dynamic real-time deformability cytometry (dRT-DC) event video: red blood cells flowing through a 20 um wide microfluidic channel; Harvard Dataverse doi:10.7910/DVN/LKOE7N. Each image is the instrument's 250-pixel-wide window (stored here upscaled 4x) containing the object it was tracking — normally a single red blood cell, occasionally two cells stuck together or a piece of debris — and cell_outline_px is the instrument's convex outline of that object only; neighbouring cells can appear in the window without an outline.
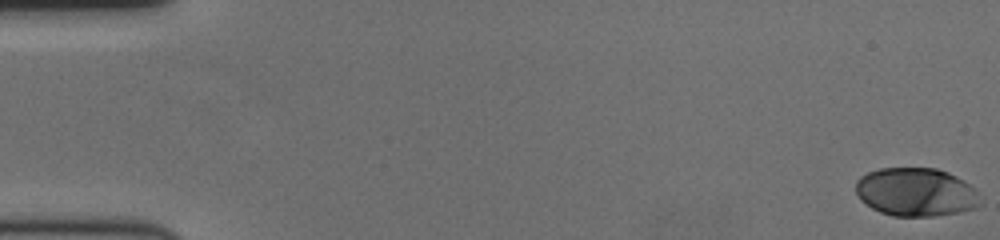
{"species": "human", "species_latin": "Homo sapiens", "temperature_condition": "cold", "stored_images_in_passage": 60, "camera_frame_rate_fps": 3000, "um_per_image_px": 0.085, "donor": {"sex": "female"}, "frame": {"image": 1, "passage_image": 1, "time_ms": 0.0, "image_size_px": [1000, 240], "cell_outline_px": [[984, 204], [976, 208], [960, 212], [932, 216], [892, 216], [880, 212], [872, 208], [860, 200], [856, 192], [856, 180], [860, 176], [868, 172], [880, 168], [936, 168], [948, 172], [956, 176], [976, 188]], "centroid_in_image_um": [77.89, 16.33], "position_along_channel_um": 7.1, "area_um2": 35.6}}
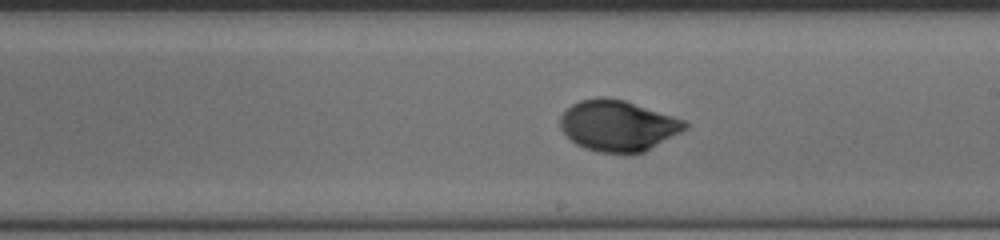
{"frame": {"image": 2, "passage_image": 35, "time_ms": 11.333, "image_size_px": [1000, 240], "cell_outline_px": [[688, 128], [644, 152], [596, 152], [584, 148], [576, 144], [560, 128], [560, 116], [572, 104], [580, 100], [596, 96], [604, 96], [624, 100], [684, 120], [688, 124]], "centroid_in_image_um": [52.5, 10.66], "position_along_channel_um": 236.5, "area_um2": 36.7}}
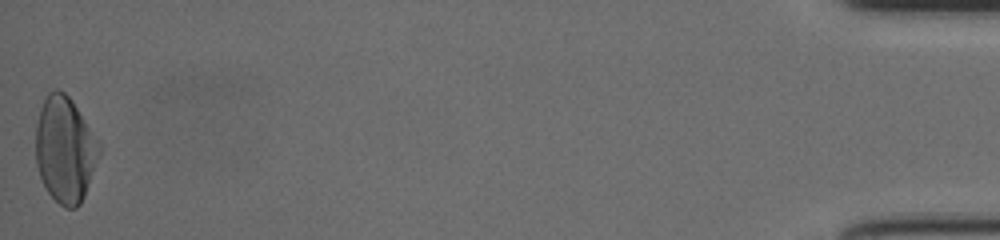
{"frame": {"image": 3, "passage_image": 60, "time_ms": 19.667, "image_size_px": [1000, 240], "cell_outline_px": [[100, 152], [84, 196], [80, 204], [76, 208], [64, 208], [48, 192], [40, 176], [36, 164], [36, 124], [40, 108], [48, 92], [56, 88], [64, 92], [72, 100], [100, 140]], "centroid_in_image_um": [5.53, 12.68], "position_along_channel_um": 429.7, "area_um2": 39.19}, "authors_computed_cell_mechanics": {"area_um2": 36.0383, "velocity_mm_per_s": 3.4878, "shape_relaxation_time_tau1_ms": 3.7513, "shape_relaxation_time_tau2_ms": null, "deformation_change_tau1": 0.1666, "deformation_change_tau2": null}}